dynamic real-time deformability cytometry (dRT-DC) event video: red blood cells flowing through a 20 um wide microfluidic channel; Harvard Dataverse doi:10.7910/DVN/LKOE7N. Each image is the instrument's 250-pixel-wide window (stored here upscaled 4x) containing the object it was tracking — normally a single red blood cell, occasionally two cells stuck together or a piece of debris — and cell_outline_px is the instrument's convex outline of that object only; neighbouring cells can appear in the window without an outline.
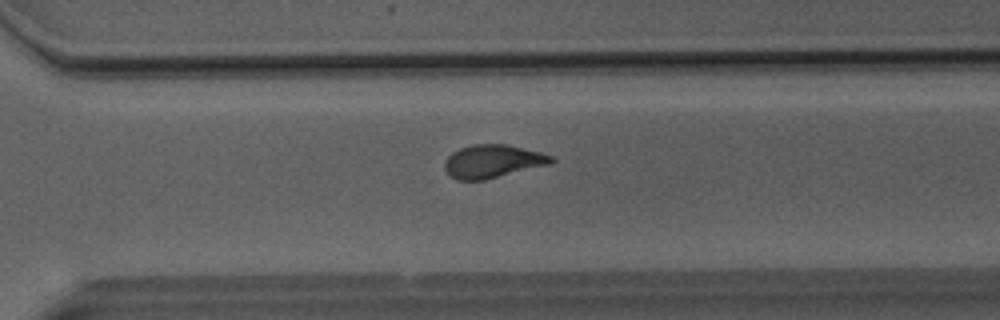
{"species": "Egyptian fruit bat (a non-hibernating species)", "species_latin": "Rousettus aegyptiacus", "temperature_condition": "room temperature", "stored_images_in_passage": 44, "camera_frame_rate_fps": 3000, "um_per_image_px": 0.085, "animal": {"sex": "male"}, "frame": {"image": 1, "passage_image": 29, "time_ms": 9.333, "image_size_px": [1000, 320], "cell_outline_px": [[556, 160], [552, 164], [484, 180], [456, 180], [444, 168], [444, 164], [448, 156], [452, 152], [460, 148], [472, 144], [504, 144], [540, 152], [552, 156]], "centroid_in_image_um": [41.9, 13.71], "position_along_channel_um": 328.7, "area_um2": 20.58}}
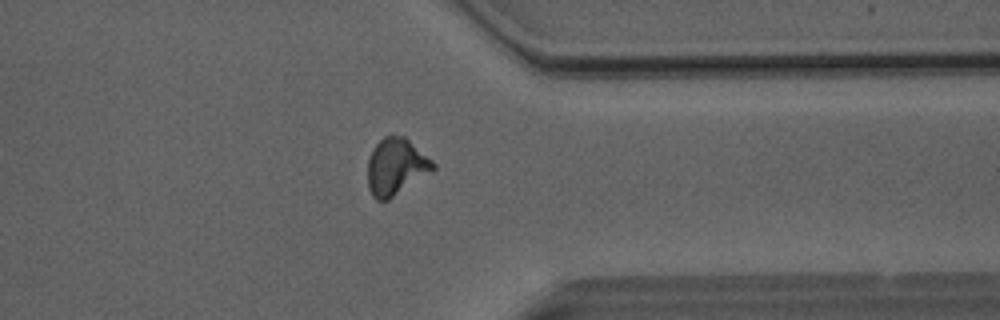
{"frame": {"image": 2, "passage_image": 33, "time_ms": 10.667, "image_size_px": [1000, 320], "cell_outline_px": [[436, 168], [388, 200], [376, 200], [372, 196], [368, 188], [368, 160], [372, 148], [384, 136], [404, 136], [432, 160], [436, 164]], "centroid_in_image_um": [33.63, 14.17], "position_along_channel_um": 377.8, "area_um2": 21.39}}
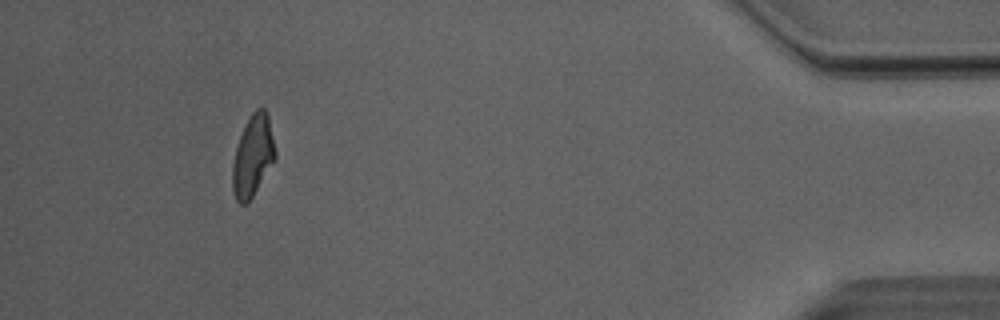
{"frame": {"image": 3, "passage_image": 40, "time_ms": 13.0, "image_size_px": [1000, 320], "cell_outline_px": [[276, 160], [252, 196], [244, 204], [240, 204], [236, 200], [232, 188], [232, 164], [236, 148], [240, 136], [252, 112], [256, 108], [264, 108], [268, 112], [276, 152]], "centroid_in_image_um": [21.51, 13.24], "position_along_channel_um": 413.7, "area_um2": 20.17}, "authors_computed_cell_mechanics": {"area_um2": 20.5768, "velocity_mm_per_s": 4.0501, "shape_relaxation_time_tau1_ms": 4.7044, "shape_relaxation_time_tau2_ms": 1.2086, "deformation_change_tau1": 0.159, "deformation_change_tau2": 0.0707}}